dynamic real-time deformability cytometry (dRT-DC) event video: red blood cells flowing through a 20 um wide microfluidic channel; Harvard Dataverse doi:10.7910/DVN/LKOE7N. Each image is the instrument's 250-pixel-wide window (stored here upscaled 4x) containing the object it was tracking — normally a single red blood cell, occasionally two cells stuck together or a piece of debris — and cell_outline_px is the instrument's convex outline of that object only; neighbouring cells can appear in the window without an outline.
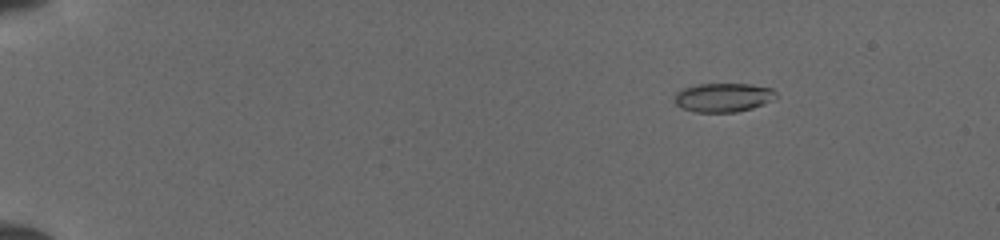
{"species": "common noctule bat (a hibernating species)", "species_latin": "Nyctalus noctula", "temperature_condition": "cold", "stored_images_in_passage": 52, "camera_frame_rate_fps": 3000, "um_per_image_px": 0.085, "animal": {"sex": "female", "body_mass_g": 19.5, "forearm_length_mm": 54.1}, "frame": {"image": 1, "passage_image": 9, "time_ms": 2.667, "image_size_px": [1000, 240], "cell_outline_px": [[776, 96], [764, 104], [752, 108], [736, 112], [696, 112], [684, 108], [676, 104], [676, 92], [684, 88], [696, 84], [752, 84], [772, 88], [776, 92]], "centroid_in_image_um": [61.5, 8.27], "position_along_channel_um": 23.5, "area_um2": 16.94}}
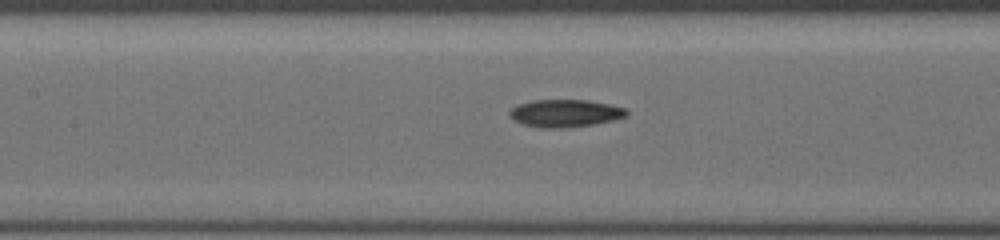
{"frame": {"image": 2, "passage_image": 27, "time_ms": 8.667, "image_size_px": [1000, 240], "cell_outline_px": [[628, 116], [612, 120], [592, 124], [568, 128], [540, 128], [524, 124], [512, 120], [508, 116], [508, 112], [516, 104], [532, 100], [588, 100], [612, 104], [624, 108], [628, 112]], "centroid_in_image_um": [48.0, 9.62], "position_along_channel_um": 159.4, "area_um2": 19.02}}
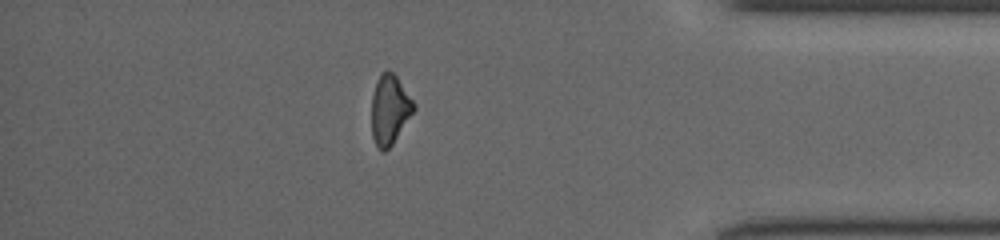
{"frame": {"image": 3, "passage_image": 46, "time_ms": 15.0, "image_size_px": [1000, 240], "cell_outline_px": [[416, 108], [392, 144], [384, 152], [380, 152], [372, 136], [372, 96], [380, 72], [388, 68], [396, 76], [416, 104]], "centroid_in_image_um": [33.12, 9.3], "position_along_channel_um": 402.1, "area_um2": 17.05}}